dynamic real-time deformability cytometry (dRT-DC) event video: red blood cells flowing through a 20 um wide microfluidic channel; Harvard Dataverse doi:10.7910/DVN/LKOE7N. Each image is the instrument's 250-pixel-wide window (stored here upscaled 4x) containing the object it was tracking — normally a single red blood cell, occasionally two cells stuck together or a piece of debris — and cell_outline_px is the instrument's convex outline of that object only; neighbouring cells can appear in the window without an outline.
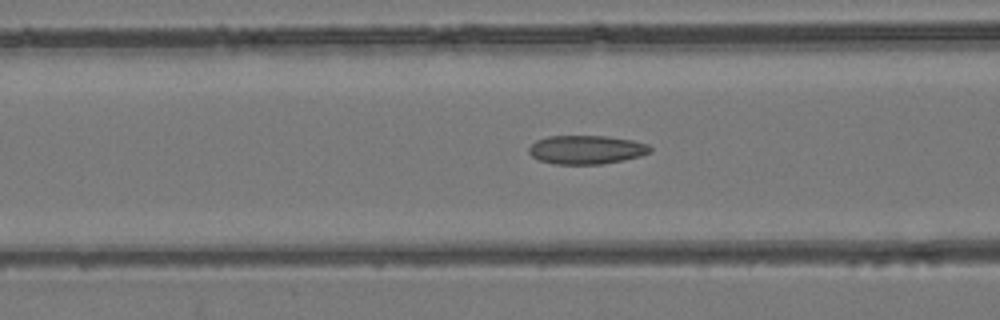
{"species": "common noctule bat (a hibernating species)", "species_latin": "Nyctalus noctula", "temperature_condition": "room temperature", "stored_images_in_passage": 49, "camera_frame_rate_fps": 3000, "um_per_image_px": 0.085, "animal": {"sex": "female", "body_mass_g": 24.6, "forearm_length_mm": 56.2}, "frame": {"image": 1, "passage_image": 20, "time_ms": 6.333, "image_size_px": [1000, 320], "cell_outline_px": [[652, 152], [640, 156], [624, 160], [600, 164], [556, 164], [540, 160], [532, 156], [528, 152], [528, 148], [536, 140], [548, 136], [608, 136], [632, 140], [648, 144], [652, 148]], "centroid_in_image_um": [49.86, 12.72], "position_along_channel_um": 116.7, "area_um2": 20.35}}
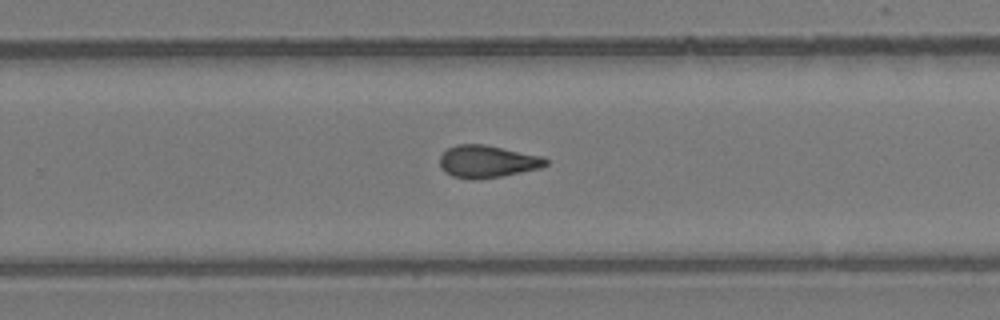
{"frame": {"image": 2, "passage_image": 32, "time_ms": 10.333, "image_size_px": [1000, 320], "cell_outline_px": [[548, 164], [540, 168], [504, 176], [476, 180], [472, 180], [452, 176], [444, 172], [440, 168], [440, 156], [448, 148], [456, 144], [484, 144], [540, 156], [548, 160]], "centroid_in_image_um": [41.39, 13.74], "position_along_channel_um": 288.4, "area_um2": 20.06}}
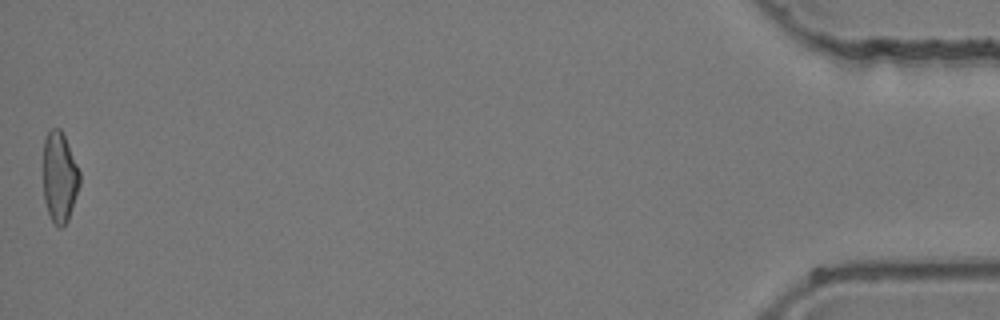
{"frame": {"image": 3, "passage_image": 49, "time_ms": 16.0, "image_size_px": [1000, 320], "cell_outline_px": [[80, 184], [68, 220], [60, 228], [52, 220], [48, 212], [44, 200], [44, 140], [48, 132], [52, 128], [60, 128], [64, 136], [80, 172]], "centroid_in_image_um": [5.06, 15.06], "position_along_channel_um": 430.1, "area_um2": 18.9}}